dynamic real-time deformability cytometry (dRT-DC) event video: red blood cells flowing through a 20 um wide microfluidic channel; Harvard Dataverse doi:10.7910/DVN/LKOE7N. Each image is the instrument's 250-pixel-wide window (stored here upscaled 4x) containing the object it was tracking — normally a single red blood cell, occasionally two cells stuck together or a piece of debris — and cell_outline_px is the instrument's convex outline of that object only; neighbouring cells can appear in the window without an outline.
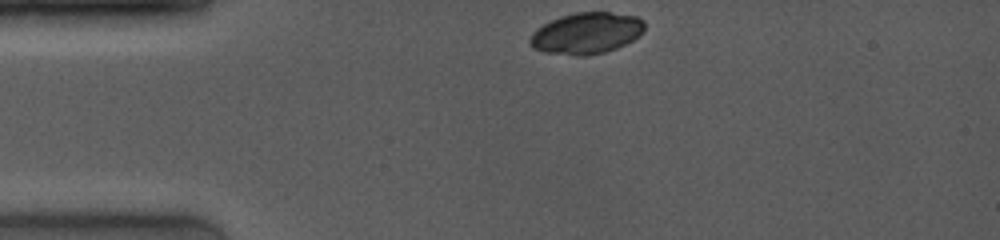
{"species": "common noctule bat (a hibernating species)", "species_latin": "Nyctalus noctula", "temperature_condition": "room temperature", "stored_images_in_passage": 32, "camera_frame_rate_fps": 4000, "um_per_image_px": 0.085, "animal": {"sex": "female", "body_mass_g": 19.0, "forearm_length_mm": 53.3}, "frame": {"image": 1, "passage_image": 1, "time_ms": 0.0, "image_size_px": [1000, 240], "cell_outline_px": [[644, 32], [640, 36], [616, 48], [604, 52], [584, 56], [576, 56], [544, 52], [532, 48], [528, 44], [528, 40], [532, 32], [536, 28], [560, 16], [576, 12], [608, 12], [636, 16], [644, 20]], "centroid_in_image_um": [49.82, 2.83], "position_along_channel_um": 35.2, "area_um2": 27.8}}
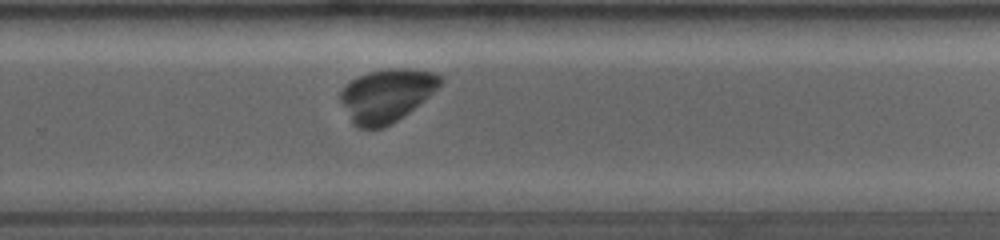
{"frame": {"image": 2, "passage_image": 24, "time_ms": 7.5, "image_size_px": [1000, 240], "cell_outline_px": [[444, 80], [424, 100], [392, 124], [380, 128], [356, 128], [352, 124], [340, 100], [340, 92], [352, 80], [368, 72], [388, 68], [412, 68], [436, 72], [444, 76]], "centroid_in_image_um": [32.88, 8.09], "position_along_channel_um": 296.9, "area_um2": 30.81}}
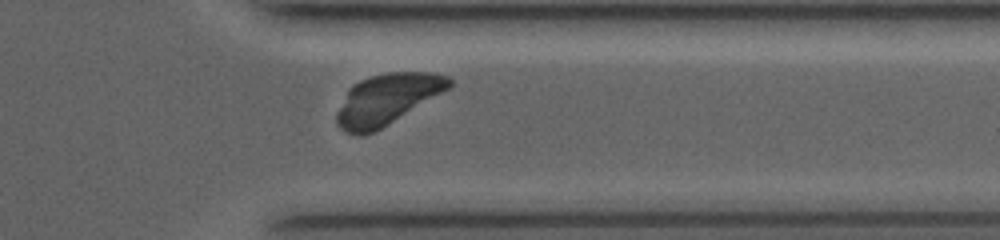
{"frame": {"image": 3, "passage_image": 30, "time_ms": 9.5, "image_size_px": [1000, 240], "cell_outline_px": [[452, 84], [448, 88], [380, 128], [372, 132], [360, 136], [344, 132], [336, 124], [336, 112], [348, 88], [352, 84], [368, 76], [388, 72], [432, 72], [448, 76], [452, 80]], "centroid_in_image_um": [32.82, 8.42], "position_along_channel_um": 378.6, "area_um2": 32.77}}